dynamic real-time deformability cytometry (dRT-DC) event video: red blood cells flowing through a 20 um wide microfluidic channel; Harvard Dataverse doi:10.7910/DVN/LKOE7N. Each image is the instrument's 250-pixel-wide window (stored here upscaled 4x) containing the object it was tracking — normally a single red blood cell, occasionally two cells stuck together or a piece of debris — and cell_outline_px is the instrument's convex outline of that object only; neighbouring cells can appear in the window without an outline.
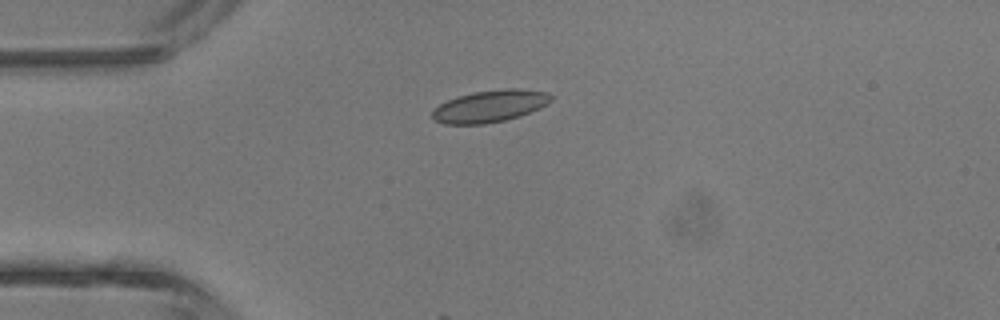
{"species": "common noctule bat (a hibernating species)", "species_latin": "Nyctalus noctula", "temperature_condition": "room temperature", "stored_images_in_passage": 3, "camera_frame_rate_fps": 3000, "um_per_image_px": 0.085, "animal": {"sex": "male", "body_mass_g": 13.3}, "frame": {"image": 1, "passage_image": 1, "time_ms": 0.0, "image_size_px": [1000, 320], "cell_outline_px": [[556, 96], [548, 104], [540, 108], [520, 116], [504, 120], [484, 124], [444, 124], [432, 120], [432, 112], [440, 104], [448, 100], [472, 92], [504, 88], [520, 88], [548, 92]], "centroid_in_image_um": [41.7, 9.01], "position_along_channel_um": 43.3, "area_um2": 22.37}}